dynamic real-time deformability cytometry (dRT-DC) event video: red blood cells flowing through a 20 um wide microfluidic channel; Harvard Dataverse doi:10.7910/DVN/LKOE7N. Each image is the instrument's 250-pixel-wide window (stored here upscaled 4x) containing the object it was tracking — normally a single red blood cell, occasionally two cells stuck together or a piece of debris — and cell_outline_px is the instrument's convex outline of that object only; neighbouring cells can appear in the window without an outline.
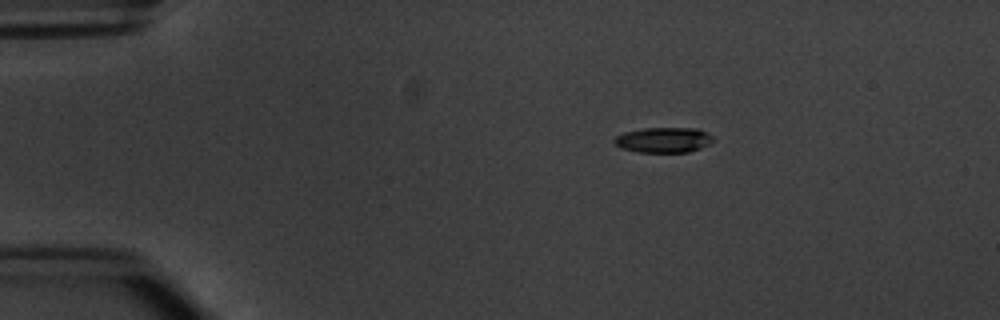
{"species": "common noctule bat (a hibernating species)", "species_latin": "Nyctalus noctula", "temperature_condition": "warm", "stored_images_in_passage": 4, "camera_frame_rate_fps": 3000, "um_per_image_px": 0.085, "animal": {"sex": "male", "body_mass_g": 20.1, "forearm_length_mm": 53.5}, "frame": {"image": 1, "passage_image": 2, "time_ms": 1.333, "image_size_px": [1000, 320], "cell_outline_px": [[712, 140], [708, 144], [700, 148], [688, 152], [636, 152], [620, 148], [612, 140], [616, 136], [624, 132], [644, 128], [696, 128], [708, 132], [712, 136]], "centroid_in_image_um": [56.37, 11.89], "position_along_channel_um": 28.6, "area_um2": 14.57}}